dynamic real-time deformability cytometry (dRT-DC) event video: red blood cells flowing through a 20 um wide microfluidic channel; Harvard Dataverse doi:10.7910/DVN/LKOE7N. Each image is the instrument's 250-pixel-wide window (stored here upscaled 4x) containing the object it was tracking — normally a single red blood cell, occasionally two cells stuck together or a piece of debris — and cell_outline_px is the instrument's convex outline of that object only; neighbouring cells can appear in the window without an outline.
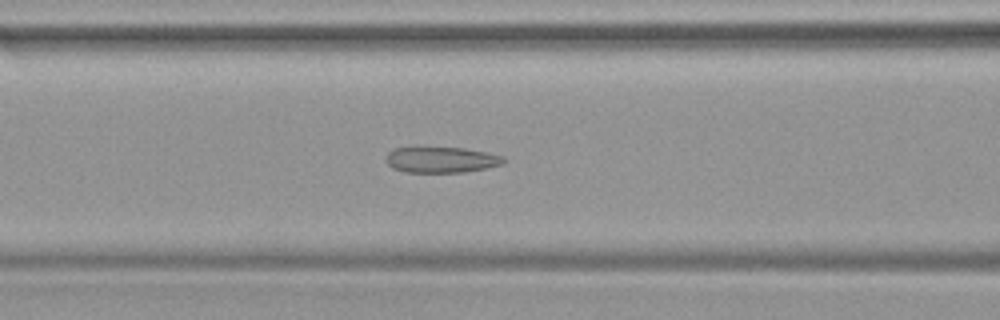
{"species": "common noctule bat (a hibernating species)", "species_latin": "Nyctalus noctula", "temperature_condition": "warm", "stored_images_in_passage": 47, "camera_frame_rate_fps": 3000, "um_per_image_px": 0.085, "animal": {"sex": "female", "body_mass_g": 19.9}, "frame": {"image": 1, "passage_image": 19, "time_ms": 6.0, "image_size_px": [1000, 320], "cell_outline_px": [[508, 160], [500, 164], [484, 168], [464, 172], [404, 172], [392, 168], [384, 160], [388, 152], [392, 148], [412, 144], [416, 144], [464, 148], [488, 152], [504, 156]], "centroid_in_image_um": [37.4, 13.51], "position_along_channel_um": 129.2, "area_um2": 18.79}}
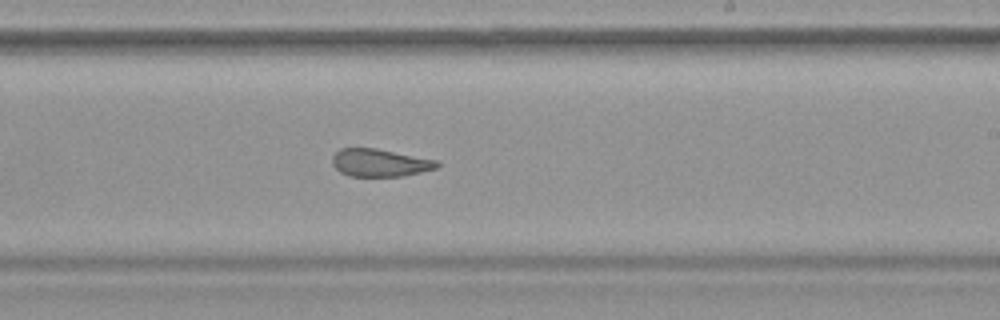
{"frame": {"image": 2, "passage_image": 28, "time_ms": 9.0, "image_size_px": [1000, 320], "cell_outline_px": [[440, 164], [436, 168], [404, 176], [348, 176], [340, 172], [332, 164], [332, 156], [340, 148], [376, 148], [436, 160]], "centroid_in_image_um": [32.25, 13.83], "position_along_channel_um": 256.7, "area_um2": 16.82}}
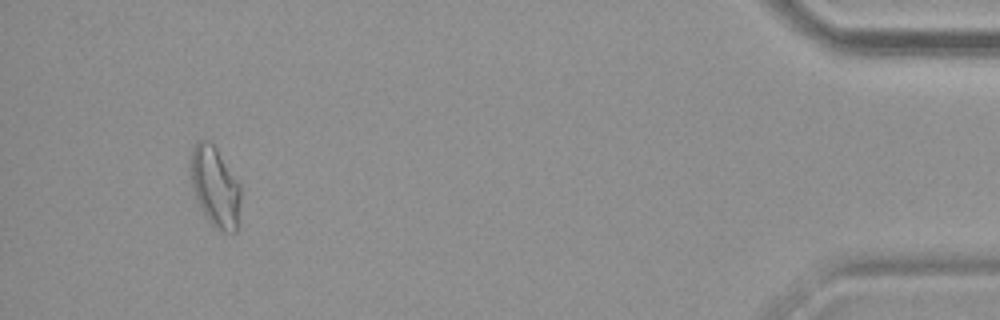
{"frame": {"image": 3, "passage_image": 44, "time_ms": 14.333, "image_size_px": [1000, 320], "cell_outline_px": [[240, 200], [236, 232], [224, 232], [216, 228], [208, 220], [196, 196], [188, 172], [188, 168], [192, 148], [196, 140], [208, 140], [216, 148], [240, 184]], "centroid_in_image_um": [18.26, 15.83], "position_along_channel_um": 416.9, "area_um2": 23.29}}